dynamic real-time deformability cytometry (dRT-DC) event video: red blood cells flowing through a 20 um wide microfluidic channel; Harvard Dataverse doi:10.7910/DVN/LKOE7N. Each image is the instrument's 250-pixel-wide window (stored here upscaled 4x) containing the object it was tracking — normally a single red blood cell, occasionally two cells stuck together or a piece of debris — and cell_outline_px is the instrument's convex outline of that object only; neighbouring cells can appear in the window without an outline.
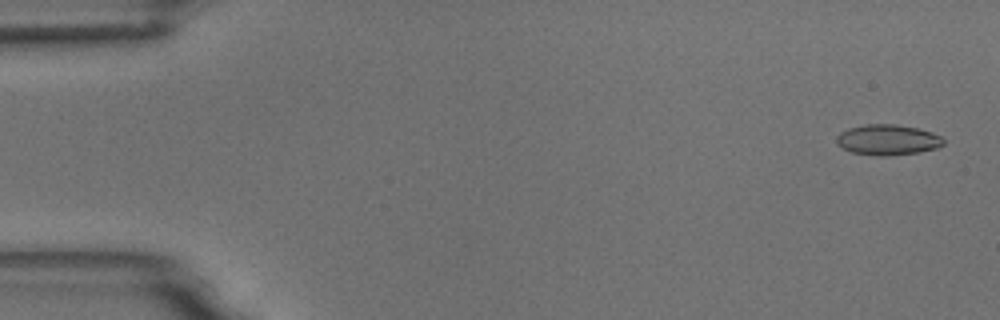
{"species": "common noctule bat (a hibernating species)", "species_latin": "Nyctalus noctula", "temperature_condition": "room temperature", "stored_images_in_passage": 5, "camera_frame_rate_fps": 3000, "um_per_image_px": 0.085, "animal": {"sex": "male", "body_mass_g": 18.8}, "frame": {"image": 1, "passage_image": 1, "time_ms": 0.0, "image_size_px": [1000, 320], "cell_outline_px": [[944, 144], [936, 148], [920, 152], [888, 156], [880, 156], [852, 152], [836, 144], [836, 136], [840, 132], [848, 128], [868, 124], [892, 124], [916, 128], [932, 132], [940, 136], [944, 140]], "centroid_in_image_um": [75.44, 11.89], "position_along_channel_um": 9.6, "area_um2": 18.96}}
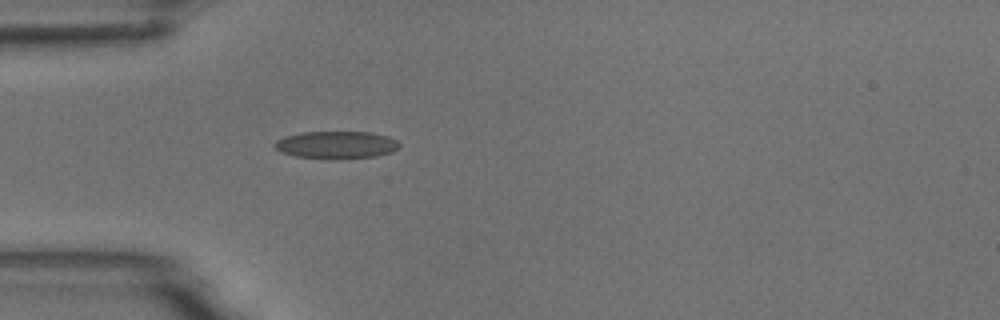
{"frame": {"image": 2, "passage_image": 5, "time_ms": 4.667, "image_size_px": [1000, 320], "cell_outline_px": [[400, 148], [392, 152], [376, 156], [340, 160], [324, 160], [296, 156], [280, 152], [272, 144], [276, 140], [300, 132], [372, 132], [388, 136], [396, 140], [400, 144]], "centroid_in_image_um": [28.6, 12.34], "position_along_channel_um": 56.4, "area_um2": 20.46}}